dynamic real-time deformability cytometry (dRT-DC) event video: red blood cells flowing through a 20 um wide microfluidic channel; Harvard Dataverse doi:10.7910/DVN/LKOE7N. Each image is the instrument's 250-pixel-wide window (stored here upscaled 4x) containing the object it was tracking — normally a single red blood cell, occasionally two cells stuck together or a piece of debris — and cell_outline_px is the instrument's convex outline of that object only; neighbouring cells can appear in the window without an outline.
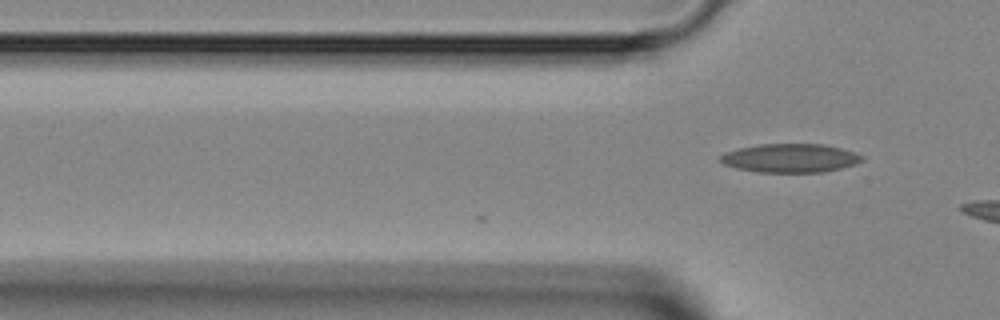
{"species": "Egyptian fruit bat (a non-hibernating species)", "species_latin": "Rousettus aegyptiacus", "temperature_condition": "room temperature", "stored_images_in_passage": 10, "camera_frame_rate_fps": 3000, "um_per_image_px": 0.085, "animal": {"sex": "female"}, "frame": {"image": 1, "passage_image": 10, "time_ms": 3.0, "image_size_px": [1000, 320], "cell_outline_px": [[864, 160], [856, 164], [824, 172], [756, 172], [736, 168], [724, 164], [720, 160], [720, 156], [724, 152], [740, 148], [760, 144], [824, 144], [840, 148], [864, 156]], "centroid_in_image_um": [67.17, 13.44], "position_along_channel_um": 58.6, "area_um2": 23.64}}